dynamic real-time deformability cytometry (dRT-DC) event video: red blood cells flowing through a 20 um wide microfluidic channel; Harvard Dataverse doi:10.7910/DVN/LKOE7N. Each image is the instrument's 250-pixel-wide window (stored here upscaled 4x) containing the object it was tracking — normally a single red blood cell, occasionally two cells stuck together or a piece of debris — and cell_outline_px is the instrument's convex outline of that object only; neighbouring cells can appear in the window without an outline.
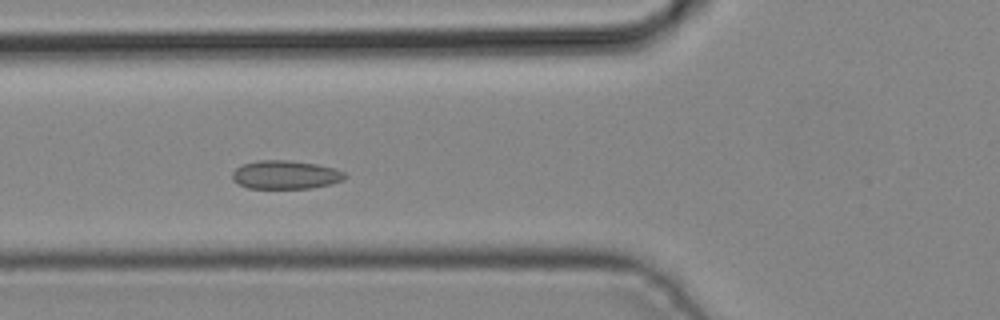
{"species": "common noctule bat (a hibernating species)", "species_latin": "Nyctalus noctula", "temperature_condition": "cold", "stored_images_in_passage": 5, "camera_frame_rate_fps": 3000, "um_per_image_px": 0.085, "animal": {"sex": "male", "body_mass_g": 19.2, "forearm_length_mm": 51.8}, "frame": {"image": 1, "passage_image": 5, "time_ms": 1.333, "image_size_px": [1000, 320], "cell_outline_px": [[348, 176], [344, 180], [332, 184], [312, 188], [248, 188], [232, 180], [232, 172], [236, 168], [244, 164], [256, 160], [288, 160], [316, 164], [336, 168], [344, 172]], "centroid_in_image_um": [24.3, 14.85], "position_along_channel_um": 101.5, "area_um2": 18.84}}